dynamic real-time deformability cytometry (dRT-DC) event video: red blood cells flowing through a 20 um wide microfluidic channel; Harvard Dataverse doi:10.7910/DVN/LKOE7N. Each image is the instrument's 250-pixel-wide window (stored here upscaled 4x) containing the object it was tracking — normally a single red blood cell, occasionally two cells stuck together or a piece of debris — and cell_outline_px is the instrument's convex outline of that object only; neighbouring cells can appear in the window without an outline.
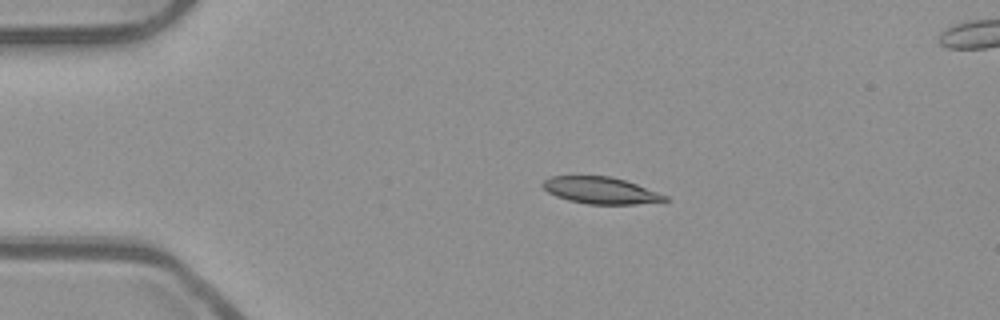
{"species": "common noctule bat (a hibernating species)", "species_latin": "Nyctalus noctula", "temperature_condition": "room temperature", "stored_images_in_passage": 46, "camera_frame_rate_fps": 3000, "um_per_image_px": 0.085, "animal": {"sex": "male", "body_mass_g": 23.1, "forearm_length_mm": 52.7}, "frame": {"image": 1, "passage_image": 11, "time_ms": 3.333, "image_size_px": [1000, 320], "cell_outline_px": [[668, 200], [636, 204], [588, 204], [568, 200], [556, 196], [548, 192], [540, 184], [544, 180], [552, 176], [612, 176], [636, 184], [668, 196]], "centroid_in_image_um": [51.03, 16.18], "position_along_channel_um": 34.0, "area_um2": 18.9}}
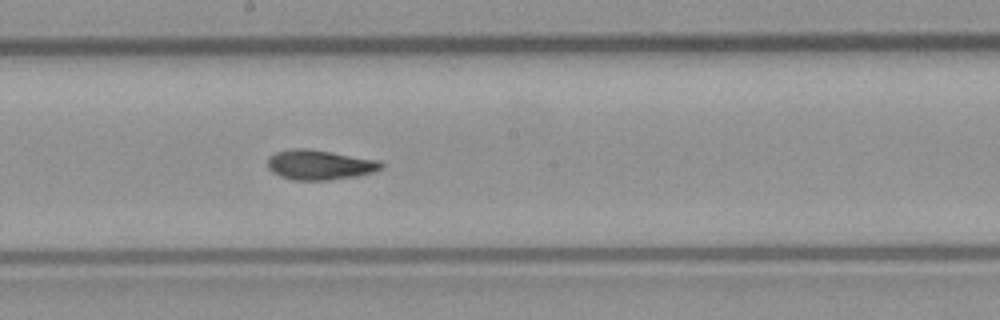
{"frame": {"image": 2, "passage_image": 29, "time_ms": 9.333, "image_size_px": [1000, 320], "cell_outline_px": [[384, 168], [372, 172], [356, 176], [328, 180], [292, 180], [280, 176], [272, 172], [268, 168], [268, 156], [276, 152], [296, 148], [304, 148], [332, 152], [380, 160], [384, 164]], "centroid_in_image_um": [27.18, 14.01], "position_along_channel_um": 221.0, "area_um2": 19.83}}
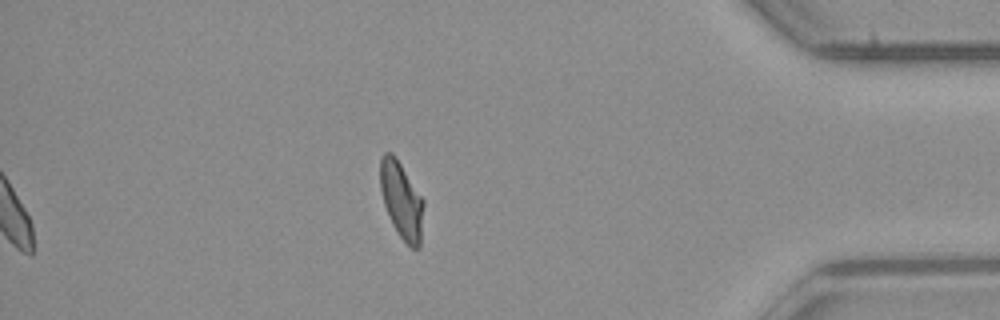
{"frame": {"image": 3, "passage_image": 46, "time_ms": 15.0, "image_size_px": [1000, 320], "cell_outline_px": [[424, 204], [420, 248], [412, 248], [400, 236], [392, 224], [384, 204], [380, 188], [380, 160], [384, 152], [392, 152], [424, 200]], "centroid_in_image_um": [34.13, 17.03], "position_along_channel_um": 401.1, "area_um2": 19.19}, "authors_computed_cell_mechanics": {"area_um2": 19.4786, "velocity_mm_per_s": 3.886, "shape_relaxation_time_tau1_ms": 8.9735, "shape_relaxation_time_tau2_ms": 2.0459, "deformation_change_tau1": 0.239, "deformation_change_tau2": 0.0749}}